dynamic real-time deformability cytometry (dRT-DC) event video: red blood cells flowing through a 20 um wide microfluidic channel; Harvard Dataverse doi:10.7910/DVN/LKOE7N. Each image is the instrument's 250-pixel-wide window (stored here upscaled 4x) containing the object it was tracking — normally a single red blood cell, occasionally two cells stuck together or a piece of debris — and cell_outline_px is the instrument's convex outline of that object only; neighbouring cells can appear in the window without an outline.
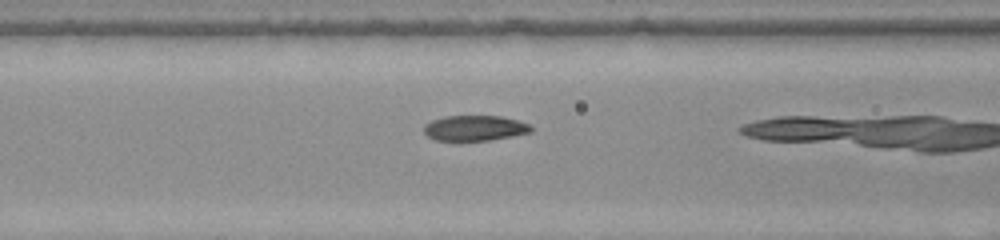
{"species": "common noctule bat (a hibernating species)", "species_latin": "Nyctalus noctula", "temperature_condition": "warm", "stored_images_in_passage": 16, "camera_frame_rate_fps": 3000, "um_per_image_px": 0.085, "animal": {"sex": "female", "body_mass_g": 22.0, "forearm_length_mm": 56.7}, "frame": {"image": 1, "passage_image": 15, "time_ms": 4.667, "image_size_px": [1000, 240], "cell_outline_px": [[532, 132], [512, 136], [488, 140], [436, 140], [428, 136], [424, 132], [424, 124], [432, 120], [444, 116], [500, 116], [516, 120], [528, 124], [532, 128]], "centroid_in_image_um": [40.33, 10.88], "position_along_channel_um": 126.3, "area_um2": 15.66}}